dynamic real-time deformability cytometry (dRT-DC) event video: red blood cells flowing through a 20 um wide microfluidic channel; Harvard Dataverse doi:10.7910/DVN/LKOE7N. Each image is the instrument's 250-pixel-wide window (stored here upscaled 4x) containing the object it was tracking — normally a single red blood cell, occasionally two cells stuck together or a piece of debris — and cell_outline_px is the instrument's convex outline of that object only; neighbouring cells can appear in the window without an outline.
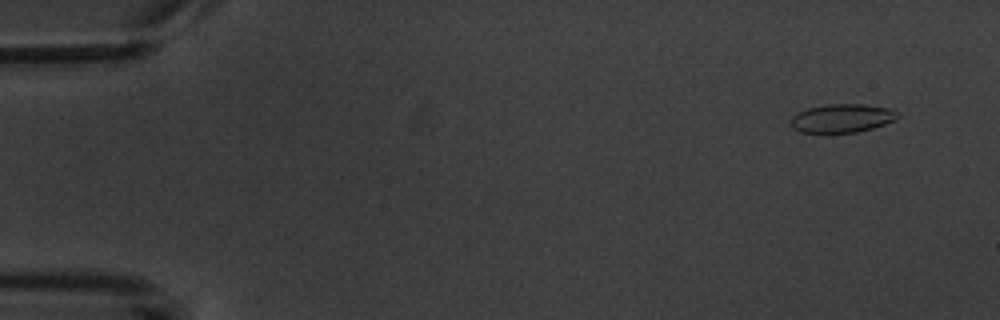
{"species": "common noctule bat (a hibernating species)", "species_latin": "Nyctalus noctula", "temperature_condition": "warm", "stored_images_in_passage": 5, "camera_frame_rate_fps": 3000, "um_per_image_px": 0.085, "animal": {"sex": "male", "body_mass_g": 20.1, "forearm_length_mm": 53.5}, "frame": {"image": 1, "passage_image": 1, "time_ms": 0.0, "image_size_px": [1000, 320], "cell_outline_px": [[900, 116], [896, 120], [872, 128], [856, 132], [800, 132], [792, 128], [792, 116], [808, 108], [828, 104], [864, 104], [892, 108]], "centroid_in_image_um": [71.62, 10.04], "position_along_channel_um": 13.4, "area_um2": 17.63}}
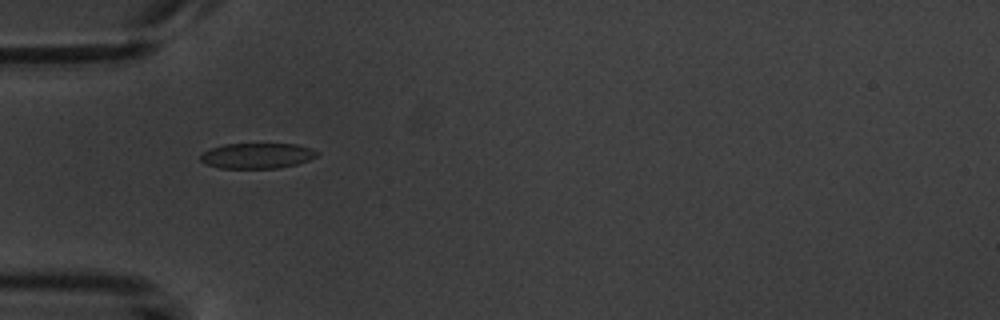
{"frame": {"image": 2, "passage_image": 5, "time_ms": 4.667, "image_size_px": [1000, 320], "cell_outline_px": [[320, 152], [316, 156], [308, 160], [296, 164], [276, 168], [220, 168], [204, 164], [200, 160], [200, 156], [204, 152], [212, 148], [224, 144], [296, 144], [312, 148]], "centroid_in_image_um": [21.85, 13.23], "position_along_channel_um": 63.1, "area_um2": 17.22}}